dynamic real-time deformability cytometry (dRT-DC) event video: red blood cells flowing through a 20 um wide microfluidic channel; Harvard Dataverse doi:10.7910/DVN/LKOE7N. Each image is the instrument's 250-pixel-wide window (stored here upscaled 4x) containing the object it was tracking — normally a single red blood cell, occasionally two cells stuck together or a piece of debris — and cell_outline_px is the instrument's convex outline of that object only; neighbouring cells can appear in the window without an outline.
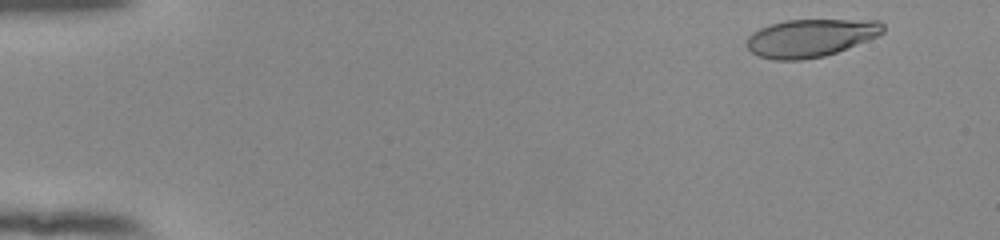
{"species": "human", "species_latin": "Homo sapiens", "temperature_condition": "room temperature", "stored_images_in_passage": 53, "camera_frame_rate_fps": 3000, "um_per_image_px": 0.085, "donor": {"sex": "female"}, "frame": {"image": 1, "passage_image": 4, "time_ms": 1.0, "image_size_px": [1000, 240], "cell_outline_px": [[884, 32], [880, 36], [836, 52], [824, 56], [804, 60], [772, 60], [760, 56], [752, 52], [748, 48], [748, 36], [752, 32], [760, 28], [784, 20], [880, 20], [884, 24]], "centroid_in_image_um": [68.94, 3.22], "position_along_channel_um": 16.1, "area_um2": 30.11}}
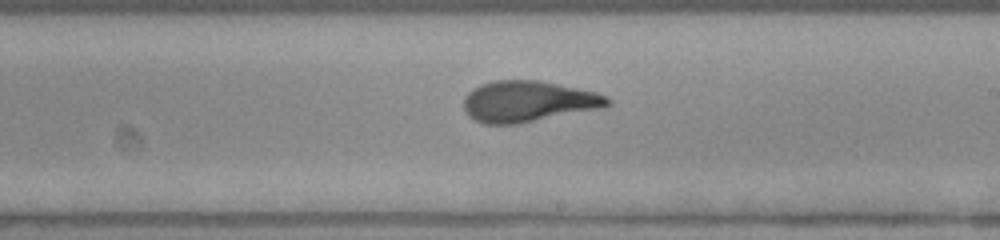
{"frame": {"image": 2, "passage_image": 32, "time_ms": 10.333, "image_size_px": [1000, 240], "cell_outline_px": [[612, 104], [604, 108], [516, 124], [484, 124], [468, 116], [464, 108], [464, 100], [468, 92], [472, 88], [480, 84], [496, 80], [540, 80], [596, 92], [612, 100]], "centroid_in_image_um": [44.9, 8.62], "position_along_channel_um": 244.1, "area_um2": 34.51}}
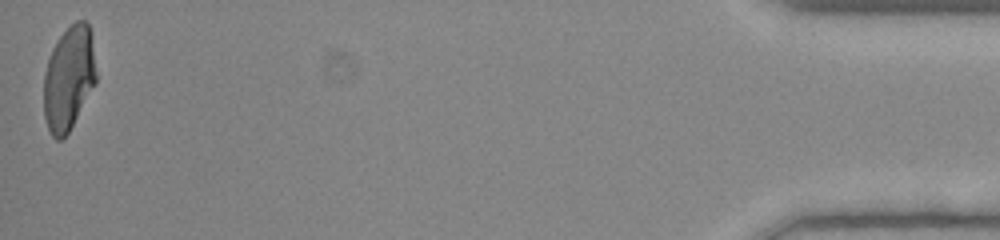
{"frame": {"image": 3, "passage_image": 53, "time_ms": 17.333, "image_size_px": [1000, 240], "cell_outline_px": [[96, 84], [68, 132], [60, 140], [56, 140], [52, 136], [48, 128], [44, 116], [44, 72], [52, 48], [60, 36], [76, 20], [84, 20], [88, 24], [92, 32], [96, 72]], "centroid_in_image_um": [5.86, 6.63], "position_along_channel_um": 429.3, "area_um2": 31.85}, "authors_computed_cell_mechanics": {"area_um2": 33.0616, "velocity_mm_per_s": 3.8769, "shape_relaxation_time_tau1_ms": 5.5828, "shape_relaxation_time_tau2_ms": 0.9754, "deformation_change_tau1": 0.2233, "deformation_change_tau2": 0.0872}}